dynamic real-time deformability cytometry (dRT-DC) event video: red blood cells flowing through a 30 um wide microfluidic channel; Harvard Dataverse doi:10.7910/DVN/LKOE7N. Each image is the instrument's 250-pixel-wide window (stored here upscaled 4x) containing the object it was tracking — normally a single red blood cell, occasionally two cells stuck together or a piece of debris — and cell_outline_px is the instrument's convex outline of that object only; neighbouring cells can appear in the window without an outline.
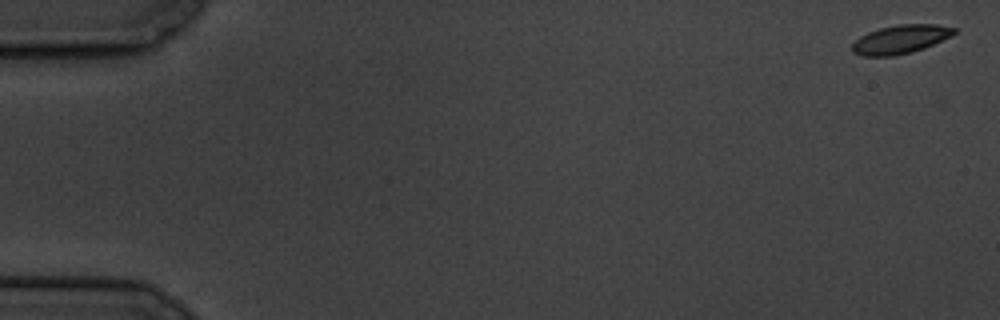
{"species": "common noctule bat (a hibernating species)", "species_latin": "Nyctalus noctula", "temperature_condition": "cold", "stored_images_in_passage": 7, "segment_of_instrument_passage": [1, 2], "camera_frame_rate_fps": 3000, "um_per_image_px": 0.085, "animal": {"sex": "male", "body_mass_g": 19.5, "forearm_length_mm": 54.6}, "frame": {"image": 1, "passage_image": 1, "time_ms": 0.0, "image_size_px": [1000, 320], "cell_outline_px": [[956, 32], [952, 36], [924, 48], [912, 52], [892, 56], [860, 56], [852, 52], [852, 44], [860, 36], [868, 32], [880, 28], [900, 24], [936, 24], [956, 28]], "centroid_in_image_um": [76.54, 3.34], "position_along_channel_um": 8.5, "area_um2": 17.05}}
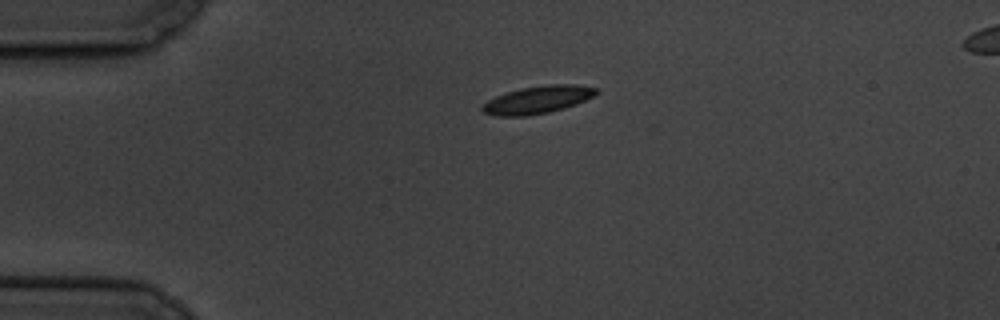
{"frame": {"image": 2, "passage_image": 5, "time_ms": 4.333, "image_size_px": [1000, 320], "cell_outline_px": [[600, 92], [576, 104], [564, 108], [548, 112], [528, 116], [496, 116], [484, 112], [480, 108], [488, 100], [496, 96], [520, 88], [548, 84], [576, 84], [600, 88]], "centroid_in_image_um": [45.73, 8.47], "position_along_channel_um": 39.3, "area_um2": 18.32}}